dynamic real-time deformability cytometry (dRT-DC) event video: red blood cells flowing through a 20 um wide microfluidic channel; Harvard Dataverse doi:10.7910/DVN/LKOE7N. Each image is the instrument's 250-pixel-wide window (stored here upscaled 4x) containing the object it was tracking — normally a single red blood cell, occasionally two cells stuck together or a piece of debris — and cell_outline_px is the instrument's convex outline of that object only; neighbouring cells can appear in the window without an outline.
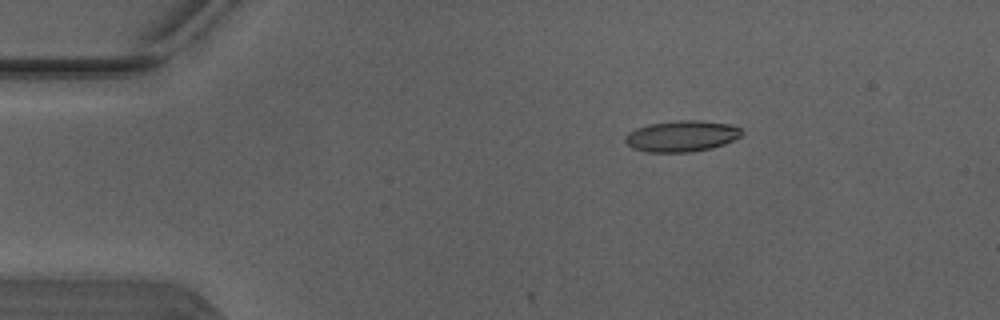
{"species": "Egyptian fruit bat (a non-hibernating species)", "species_latin": "Rousettus aegyptiacus", "temperature_condition": "warm", "stored_images_in_passage": 3, "camera_frame_rate_fps": 3000, "um_per_image_px": 0.085, "animal": {"sex": "male"}, "frame": {"image": 1, "passage_image": 2, "time_ms": 0.333, "image_size_px": [1000, 320], "cell_outline_px": [[744, 132], [740, 136], [724, 144], [712, 148], [688, 152], [644, 152], [632, 148], [624, 140], [624, 136], [628, 132], [636, 128], [648, 124], [676, 120], [696, 120], [732, 124], [740, 128]], "centroid_in_image_um": [57.92, 11.56], "position_along_channel_um": 27.1, "area_um2": 21.27}}